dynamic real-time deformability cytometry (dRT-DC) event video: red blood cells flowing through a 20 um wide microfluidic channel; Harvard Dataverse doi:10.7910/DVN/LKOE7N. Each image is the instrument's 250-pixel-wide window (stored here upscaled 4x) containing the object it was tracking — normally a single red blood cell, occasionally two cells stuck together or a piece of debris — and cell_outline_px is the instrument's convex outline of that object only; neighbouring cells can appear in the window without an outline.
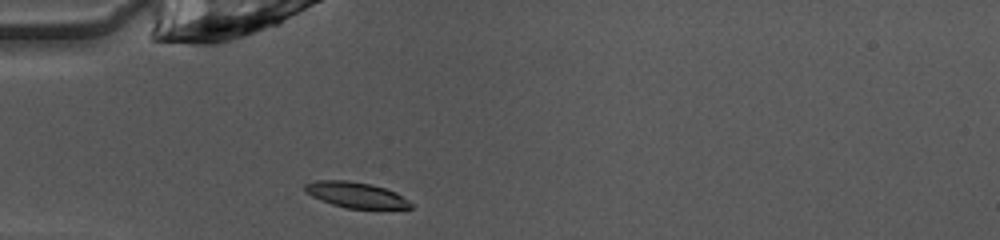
{"species": "common noctule bat (a hibernating species)", "species_latin": "Nyctalus noctula", "temperature_condition": "warm", "stored_images_in_passage": 36, "camera_frame_rate_fps": 3000, "um_per_image_px": 0.085, "animal": {"sex": "female", "body_mass_g": 10.0, "forearm_length_mm": 53.1}, "frame": {"image": 1, "passage_image": 1, "time_ms": 0.0, "image_size_px": [1000, 240], "cell_outline_px": [[412, 208], [344, 208], [320, 200], [304, 192], [304, 184], [316, 180], [348, 180], [372, 184], [396, 192], [408, 200], [412, 204]], "centroid_in_image_um": [30.21, 16.55], "position_along_channel_um": 54.8, "area_um2": 15.84}}
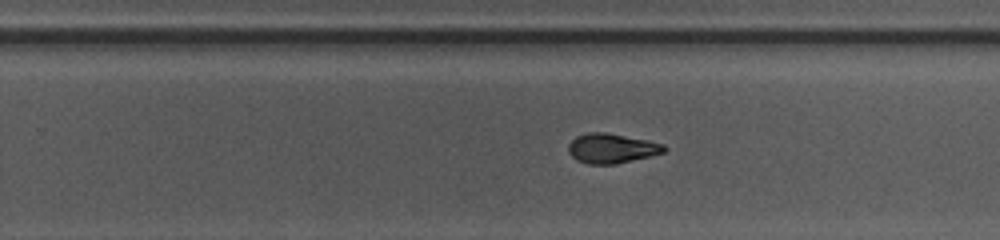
{"frame": {"image": 2, "passage_image": 18, "time_ms": 5.667, "image_size_px": [1000, 240], "cell_outline_px": [[668, 148], [664, 152], [652, 156], [616, 164], [588, 164], [576, 160], [568, 152], [568, 144], [576, 136], [588, 132], [604, 132], [648, 140], [664, 144]], "centroid_in_image_um": [52.0, 12.61], "position_along_channel_um": 277.8, "area_um2": 16.7}}
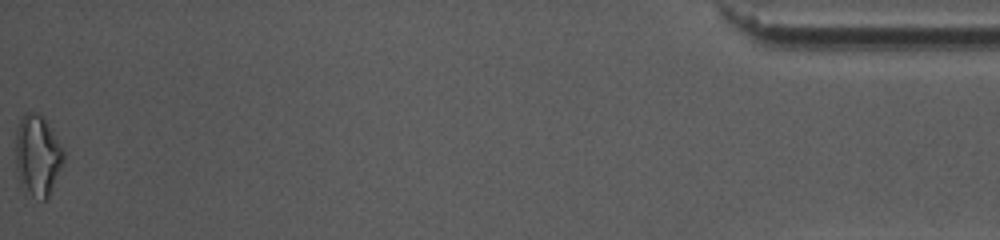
{"frame": {"image": 3, "passage_image": 36, "time_ms": 11.667, "image_size_px": [1000, 240], "cell_outline_px": [[64, 160], [48, 196], [44, 200], [32, 196], [20, 184], [16, 168], [16, 128], [24, 112], [36, 112], [44, 116], [64, 148]], "centroid_in_image_um": [3.19, 13.16], "position_along_channel_um": 432.0, "area_um2": 22.72}, "authors_computed_cell_mechanics": {"area_um2": 17.051, "velocity_mm_per_s": 4.0658, "shape_relaxation_time_tau1_ms": 3.9949, "shape_relaxation_time_tau2_ms": 1.5282, "deformation_change_tau1": 0.1598, "deformation_change_tau2": 0.0712}}